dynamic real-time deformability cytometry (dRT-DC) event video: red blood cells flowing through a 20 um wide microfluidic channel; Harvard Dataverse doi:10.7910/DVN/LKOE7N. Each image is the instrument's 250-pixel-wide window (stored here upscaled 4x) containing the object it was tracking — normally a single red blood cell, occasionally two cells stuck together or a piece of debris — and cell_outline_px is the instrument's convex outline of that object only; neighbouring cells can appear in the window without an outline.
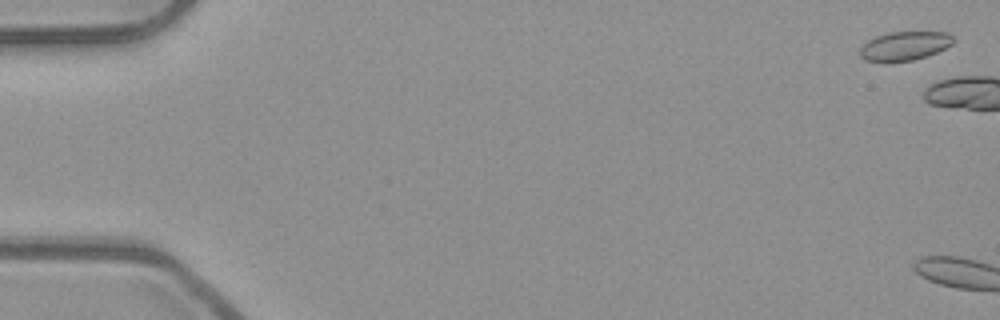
{"species": "common noctule bat (a hibernating species)", "species_latin": "Nyctalus noctula", "temperature_condition": "room temperature", "stored_images_in_passage": 5, "camera_frame_rate_fps": 3000, "um_per_image_px": 0.085, "animal": {"sex": "male", "body_mass_g": 23.1, "forearm_length_mm": 52.7}, "frame": {"image": 1, "passage_image": 2, "time_ms": 0.333, "image_size_px": [1000, 320], "cell_outline_px": [[956, 40], [952, 44], [936, 52], [912, 60], [864, 60], [860, 56], [860, 48], [868, 40], [876, 36], [888, 32], [948, 32]], "centroid_in_image_um": [76.91, 3.87], "position_along_channel_um": 8.1, "area_um2": 15.32}}